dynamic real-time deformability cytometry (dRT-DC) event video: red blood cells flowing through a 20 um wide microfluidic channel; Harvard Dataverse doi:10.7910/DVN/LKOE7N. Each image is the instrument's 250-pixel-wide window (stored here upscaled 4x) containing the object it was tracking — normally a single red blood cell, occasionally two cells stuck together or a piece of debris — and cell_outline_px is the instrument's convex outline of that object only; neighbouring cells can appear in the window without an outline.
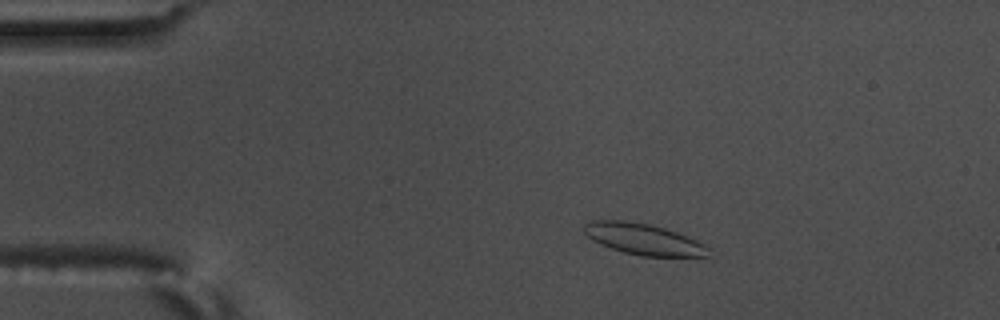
{"species": "common noctule bat (a hibernating species)", "species_latin": "Nyctalus noctula", "temperature_condition": "warm", "stored_images_in_passage": 56, "camera_frame_rate_fps": 3000, "um_per_image_px": 0.085, "animal": {"sex": "male", "body_mass_g": 17.5, "forearm_length_mm": 52.3}, "frame": {"image": 1, "passage_image": 9, "time_ms": 2.667, "image_size_px": [1000, 320], "cell_outline_px": [[708, 256], [640, 256], [624, 252], [600, 244], [592, 240], [584, 232], [584, 224], [592, 220], [624, 220], [648, 224], [664, 228], [688, 236], [704, 244], [708, 248]], "centroid_in_image_um": [54.67, 20.32], "position_along_channel_um": 30.3, "area_um2": 22.37}}
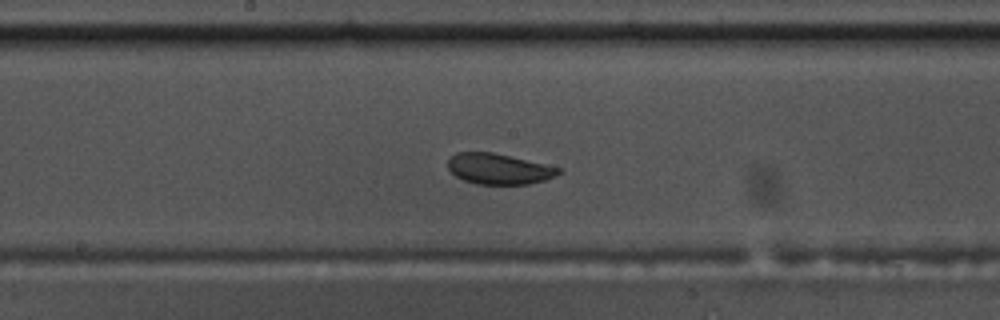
{"frame": {"image": 2, "passage_image": 29, "time_ms": 9.333, "image_size_px": [1000, 320], "cell_outline_px": [[560, 172], [544, 180], [528, 184], [476, 184], [464, 180], [456, 176], [448, 168], [448, 160], [456, 152], [492, 152], [544, 164], [560, 168]], "centroid_in_image_um": [42.35, 14.35], "position_along_channel_um": 205.9, "area_um2": 19.42}}
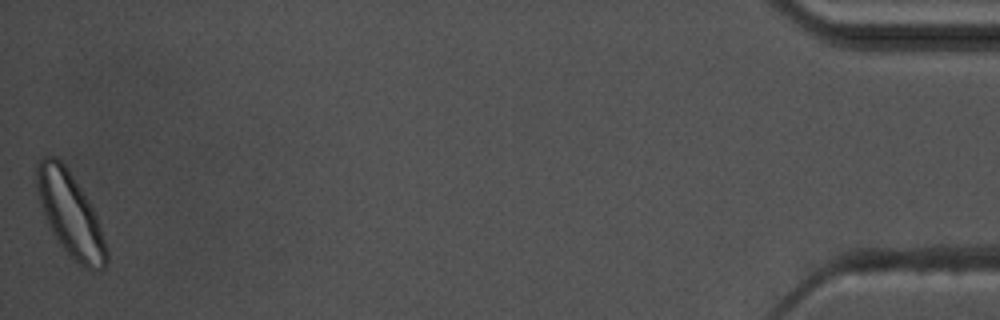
{"frame": {"image": 3, "passage_image": 56, "time_ms": 18.333, "image_size_px": [1000, 320], "cell_outline_px": [[108, 260], [104, 268], [100, 272], [84, 268], [60, 244], [52, 232], [44, 216], [36, 192], [36, 164], [44, 156], [56, 156], [64, 164], [88, 200], [96, 216], [108, 248]], "centroid_in_image_um": [5.97, 18.22], "position_along_channel_um": 429.2, "area_um2": 33.81}, "authors_computed_cell_mechanics": {"area_um2": 22.2241, "velocity_mm_per_s": 3.5346, "shape_relaxation_time_tau1_ms": 2.4454, "shape_relaxation_time_tau2_ms": 2.9578, "deformation_change_tau1": 0.0826, "deformation_change_tau2": 0.0654}}